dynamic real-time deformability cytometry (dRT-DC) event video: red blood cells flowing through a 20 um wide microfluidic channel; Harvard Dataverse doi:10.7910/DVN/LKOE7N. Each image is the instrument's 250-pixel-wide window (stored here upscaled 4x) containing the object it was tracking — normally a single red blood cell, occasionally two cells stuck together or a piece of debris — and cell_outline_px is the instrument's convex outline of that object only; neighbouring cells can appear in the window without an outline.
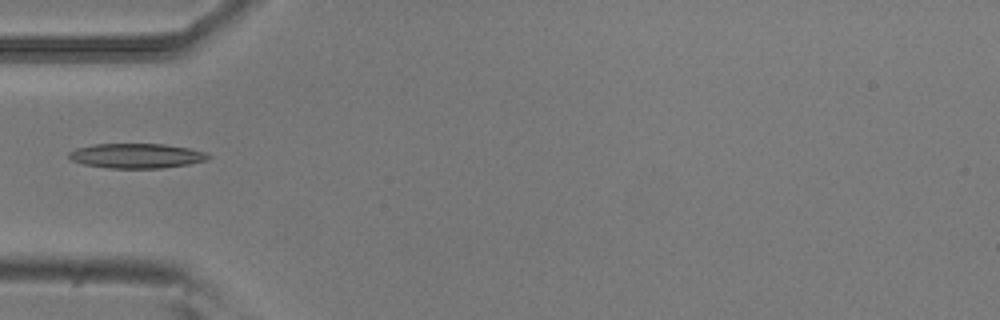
{"species": "common noctule bat (a hibernating species)", "species_latin": "Nyctalus noctula", "temperature_condition": "room temperature", "stored_images_in_passage": 37, "camera_frame_rate_fps": 3000, "um_per_image_px": 0.085, "animal": {"sex": "male", "body_mass_g": 20.5, "forearm_length_mm": 52.5}, "frame": {"image": 1, "passage_image": 1, "time_ms": 0.0, "image_size_px": [1000, 320], "cell_outline_px": [[212, 156], [208, 160], [188, 164], [164, 168], [108, 168], [84, 164], [72, 160], [68, 156], [68, 152], [76, 148], [92, 144], [164, 144], [188, 148], [208, 152]], "centroid_in_image_um": [11.63, 13.24], "position_along_channel_um": 73.4, "area_um2": 20.23}}
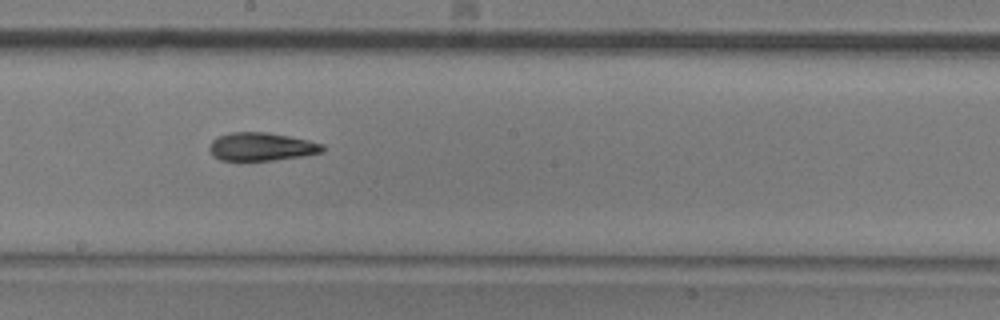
{"frame": {"image": 2, "passage_image": 13, "time_ms": 4.0, "image_size_px": [1000, 320], "cell_outline_px": [[324, 152], [304, 156], [272, 160], [220, 160], [212, 156], [208, 148], [212, 140], [216, 136], [232, 132], [268, 132], [308, 140], [324, 144]], "centroid_in_image_um": [22.21, 12.46], "position_along_channel_um": 226.0, "area_um2": 18.73}}
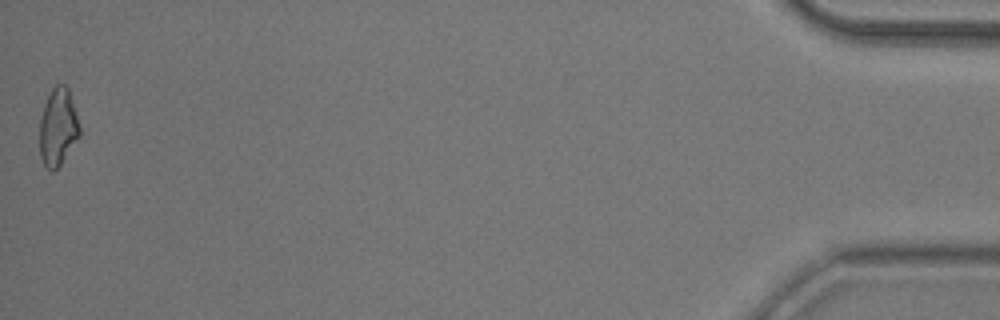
{"frame": {"image": 3, "passage_image": 37, "time_ms": 12.0, "image_size_px": [1000, 320], "cell_outline_px": [[80, 136], [60, 164], [52, 172], [44, 164], [40, 156], [40, 120], [44, 104], [52, 88], [56, 84], [64, 84], [68, 88], [76, 112], [80, 128]], "centroid_in_image_um": [4.93, 10.79], "position_along_channel_um": 430.3, "area_um2": 17.86}}